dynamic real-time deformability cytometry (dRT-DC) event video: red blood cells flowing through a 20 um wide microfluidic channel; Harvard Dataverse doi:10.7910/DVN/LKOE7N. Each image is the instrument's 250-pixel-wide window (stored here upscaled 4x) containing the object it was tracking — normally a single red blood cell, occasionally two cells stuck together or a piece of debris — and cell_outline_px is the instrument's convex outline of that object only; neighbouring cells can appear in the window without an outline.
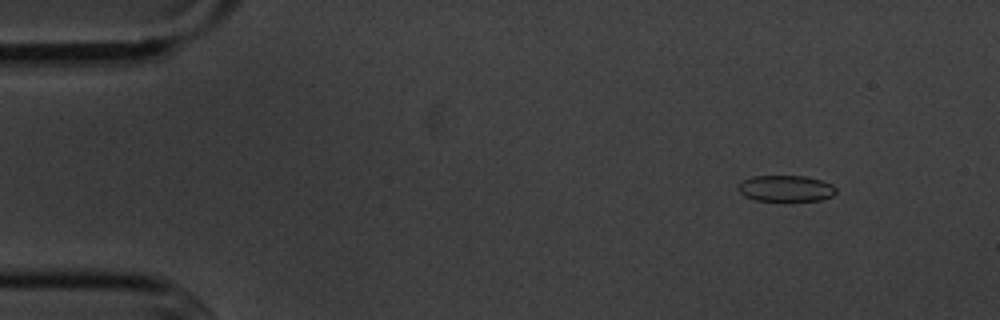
{"species": "common noctule bat (a hibernating species)", "species_latin": "Nyctalus noctula", "temperature_condition": "cold", "stored_images_in_passage": 5, "camera_frame_rate_fps": 3000, "um_per_image_px": 0.085, "animal": {"sex": "male", "body_mass_g": 20.1, "forearm_length_mm": 53.5}, "frame": {"image": 1, "passage_image": 1, "time_ms": 0.0, "image_size_px": [1000, 320], "cell_outline_px": [[836, 192], [832, 196], [820, 200], [784, 204], [756, 200], [744, 196], [736, 188], [744, 180], [752, 176], [804, 176], [820, 180], [832, 184], [836, 188]], "centroid_in_image_um": [66.8, 16.07], "position_along_channel_um": 18.2, "area_um2": 15.66}}
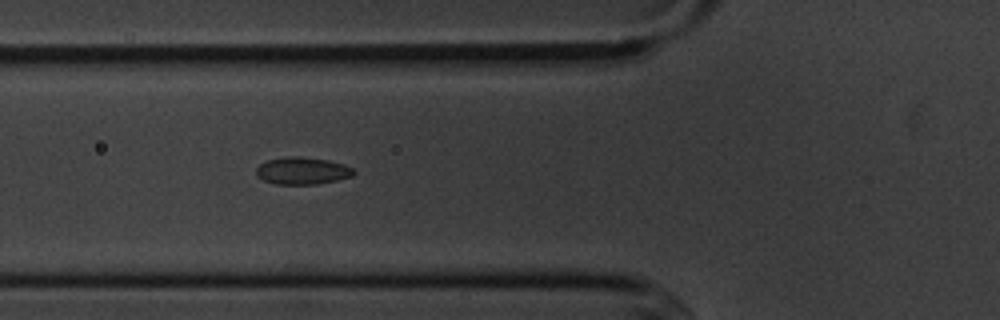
{"frame": {"image": 2, "passage_image": 5, "time_ms": 4.667, "image_size_px": [1000, 320], "cell_outline_px": [[356, 172], [352, 176], [336, 180], [316, 184], [276, 184], [264, 180], [256, 176], [256, 168], [260, 164], [268, 160], [284, 156], [300, 156], [328, 160], [344, 164], [352, 168]], "centroid_in_image_um": [25.69, 14.51], "position_along_channel_um": 100.1, "area_um2": 15.49}}